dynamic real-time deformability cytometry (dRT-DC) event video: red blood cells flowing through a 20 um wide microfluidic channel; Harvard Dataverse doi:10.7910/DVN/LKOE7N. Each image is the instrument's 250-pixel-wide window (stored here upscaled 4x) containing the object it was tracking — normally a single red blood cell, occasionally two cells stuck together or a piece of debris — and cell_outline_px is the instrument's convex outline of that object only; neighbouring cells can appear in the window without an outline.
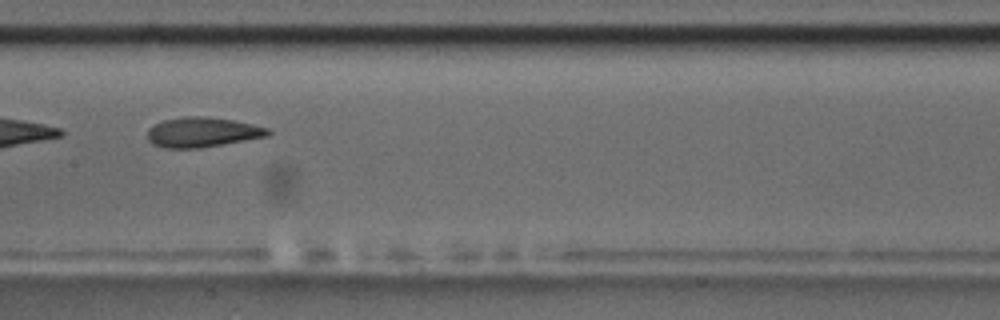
{"species": "common noctule bat (a hibernating species)", "species_latin": "Nyctalus noctula", "temperature_condition": "room temperature", "stored_images_in_passage": 8, "camera_frame_rate_fps": 3000, "um_per_image_px": 0.085, "animal": {"sex": "male", "body_mass_g": 17.5, "forearm_length_mm": 52.3}, "frame": {"image": 1, "passage_image": 7, "time_ms": 7.667, "image_size_px": [1000, 320], "cell_outline_px": [[272, 132], [268, 136], [200, 148], [164, 148], [152, 144], [148, 140], [148, 128], [164, 120], [184, 116], [200, 116], [232, 120], [252, 124], [268, 128]], "centroid_in_image_um": [17.19, 11.24], "position_along_channel_um": 190.2, "area_um2": 20.87}}